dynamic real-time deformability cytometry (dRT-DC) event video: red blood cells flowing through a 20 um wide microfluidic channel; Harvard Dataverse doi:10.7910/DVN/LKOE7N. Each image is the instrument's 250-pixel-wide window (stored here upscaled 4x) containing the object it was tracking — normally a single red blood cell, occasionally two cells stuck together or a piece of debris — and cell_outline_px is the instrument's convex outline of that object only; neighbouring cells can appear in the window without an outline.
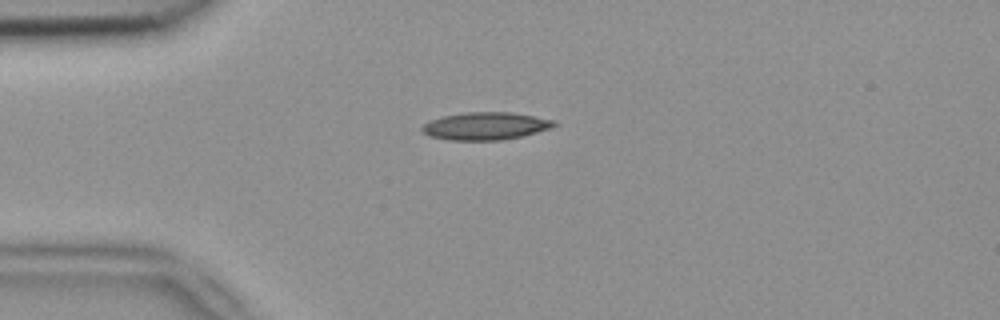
{"species": "common noctule bat (a hibernating species)", "species_latin": "Nyctalus noctula", "temperature_condition": "room temperature", "stored_images_in_passage": 4, "camera_frame_rate_fps": 3000, "um_per_image_px": 0.085, "animal": {"sex": "female", "body_mass_g": 18.4}, "frame": {"image": 1, "passage_image": 1, "time_ms": 0.0, "image_size_px": [1000, 320], "cell_outline_px": [[560, 124], [552, 128], [524, 136], [504, 140], [448, 140], [428, 136], [420, 128], [428, 120], [444, 116], [464, 112], [512, 112], [556, 120]], "centroid_in_image_um": [41.31, 10.71], "position_along_channel_um": 43.7, "area_um2": 21.62}}